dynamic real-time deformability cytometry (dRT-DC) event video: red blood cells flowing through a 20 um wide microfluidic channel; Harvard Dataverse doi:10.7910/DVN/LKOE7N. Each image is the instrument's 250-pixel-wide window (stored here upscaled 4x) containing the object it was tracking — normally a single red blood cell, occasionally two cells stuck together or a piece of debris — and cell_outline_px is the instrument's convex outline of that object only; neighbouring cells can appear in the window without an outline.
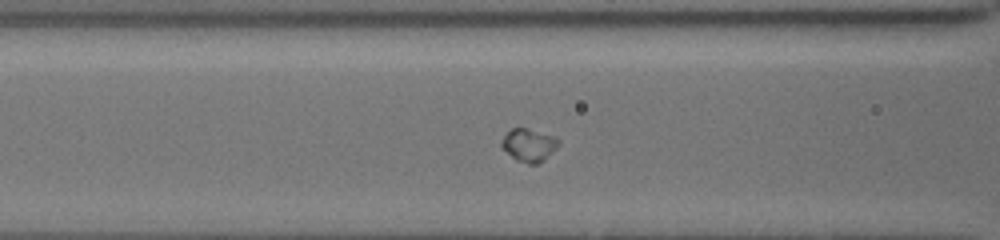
{"species": "common noctule bat (a hibernating species)", "species_latin": "Nyctalus noctula", "temperature_condition": "cold", "stored_images_in_passage": 39, "segment_of_instrument_passage": [1, 2], "camera_frame_rate_fps": 3000, "um_per_image_px": 0.085, "animal": {"sex": "female", "body_mass_g": 19.5, "forearm_length_mm": 54.1}, "frame": {"image": 1, "passage_image": 7, "time_ms": 2.0, "image_size_px": [1000, 240], "cell_outline_px": [[560, 144], [552, 152], [536, 164], [528, 164], [516, 160], [500, 144], [500, 140], [512, 128], [524, 128], [556, 136], [560, 140]], "centroid_in_image_um": [44.97, 12.32], "position_along_channel_um": 121.6, "area_um2": 10.69}}
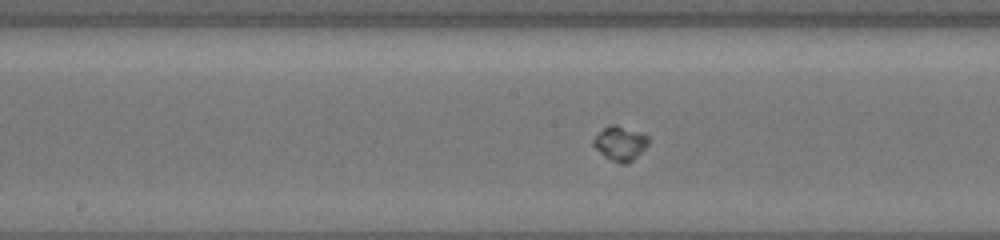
{"frame": {"image": 2, "passage_image": 13, "time_ms": 4.0, "image_size_px": [1000, 240], "cell_outline_px": [[648, 144], [632, 160], [624, 164], [620, 164], [604, 156], [592, 144], [592, 140], [604, 128], [612, 124], [616, 124], [640, 132], [648, 136]], "centroid_in_image_um": [52.71, 12.17], "position_along_channel_um": 195.5, "area_um2": 10.75}}